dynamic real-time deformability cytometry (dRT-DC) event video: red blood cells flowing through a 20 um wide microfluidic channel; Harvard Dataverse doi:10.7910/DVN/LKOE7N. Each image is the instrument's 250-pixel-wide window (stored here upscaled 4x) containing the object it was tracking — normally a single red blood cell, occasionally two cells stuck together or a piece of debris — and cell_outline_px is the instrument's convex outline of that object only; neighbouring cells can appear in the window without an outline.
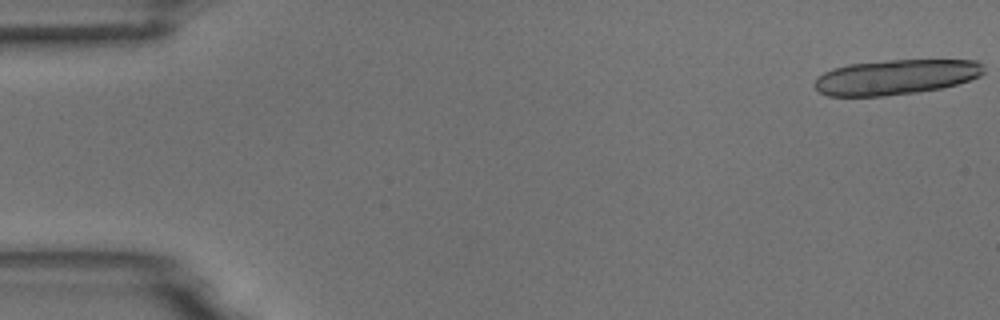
{"species": "common noctule bat (a hibernating species)", "species_latin": "Nyctalus noctula", "temperature_condition": "room temperature", "stored_images_in_passage": 13, "camera_frame_rate_fps": 3000, "um_per_image_px": 0.085, "animal": {"sex": "male", "body_mass_g": 18.8}, "frame": {"image": 1, "passage_image": 1, "time_ms": 0.0, "image_size_px": [1000, 320], "cell_outline_px": [[984, 72], [980, 76], [956, 84], [940, 88], [916, 92], [884, 96], [828, 96], [820, 92], [812, 84], [816, 76], [832, 68], [848, 64], [888, 60], [976, 60], [984, 68]], "centroid_in_image_um": [76.08, 6.55], "position_along_channel_um": 8.9, "area_um2": 34.62}}